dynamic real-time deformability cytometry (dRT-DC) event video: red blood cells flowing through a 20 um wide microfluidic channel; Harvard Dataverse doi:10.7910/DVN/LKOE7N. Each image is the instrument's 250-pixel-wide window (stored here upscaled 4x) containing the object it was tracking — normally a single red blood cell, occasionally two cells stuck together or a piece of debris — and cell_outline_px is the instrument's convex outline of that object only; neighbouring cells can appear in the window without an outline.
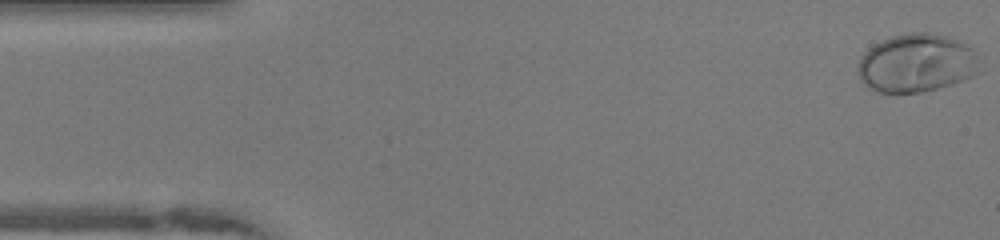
{"species": "human", "species_latin": "Homo sapiens", "temperature_condition": "warm", "stored_images_in_passage": 49, "camera_frame_rate_fps": 3000, "um_per_image_px": 0.085, "donor": {"sex": "female"}, "frame": {"image": 1, "passage_image": 1, "time_ms": 0.0, "image_size_px": [1000, 240], "cell_outline_px": [[976, 72], [972, 76], [936, 88], [920, 92], [896, 96], [876, 92], [868, 88], [860, 80], [860, 56], [868, 48], [892, 36], [908, 32], [928, 32], [948, 36], [972, 48]], "centroid_in_image_um": [77.8, 5.39], "position_along_channel_um": 7.2, "area_um2": 41.04}}
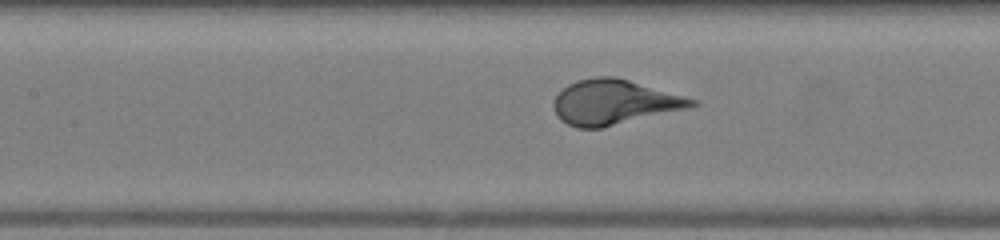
{"frame": {"image": 2, "passage_image": 21, "time_ms": 6.667, "image_size_px": [1000, 240], "cell_outline_px": [[700, 104], [688, 108], [600, 128], [576, 128], [560, 120], [556, 116], [552, 108], [552, 100], [568, 84], [576, 80], [596, 76], [612, 76], [628, 80], [696, 100]], "centroid_in_image_um": [52.12, 8.69], "position_along_channel_um": 155.3, "area_um2": 35.78}}
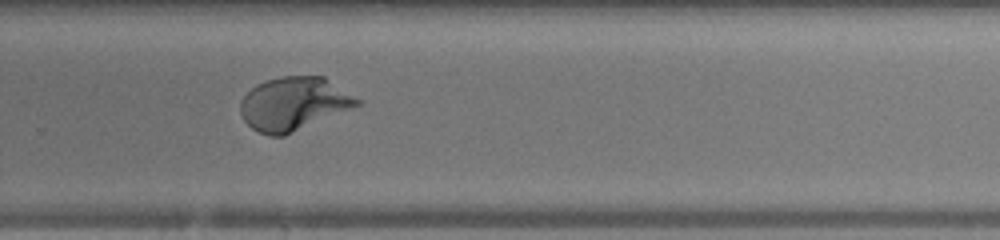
{"frame": {"image": 3, "passage_image": 32, "time_ms": 10.333, "image_size_px": [1000, 240], "cell_outline_px": [[364, 104], [284, 136], [268, 136], [252, 128], [244, 120], [240, 112], [240, 100], [256, 84], [264, 80], [280, 76], [324, 76], [364, 100]], "centroid_in_image_um": [25.03, 8.81], "position_along_channel_um": 304.8, "area_um2": 36.88}}